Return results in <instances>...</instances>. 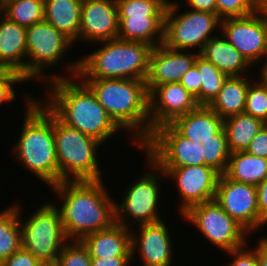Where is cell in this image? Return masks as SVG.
I'll return each mask as SVG.
<instances>
[{
	"instance_id": "1",
	"label": "cell",
	"mask_w": 267,
	"mask_h": 266,
	"mask_svg": "<svg viewBox=\"0 0 267 266\" xmlns=\"http://www.w3.org/2000/svg\"><path fill=\"white\" fill-rule=\"evenodd\" d=\"M99 181H61L50 187L62 204L60 211L64 233L69 241H81L86 235L110 228L115 223V201L107 185Z\"/></svg>"
},
{
	"instance_id": "22",
	"label": "cell",
	"mask_w": 267,
	"mask_h": 266,
	"mask_svg": "<svg viewBox=\"0 0 267 266\" xmlns=\"http://www.w3.org/2000/svg\"><path fill=\"white\" fill-rule=\"evenodd\" d=\"M217 34L206 42L199 55L228 77L246 76L247 71L251 70L248 68H253V66L221 33Z\"/></svg>"
},
{
	"instance_id": "40",
	"label": "cell",
	"mask_w": 267,
	"mask_h": 266,
	"mask_svg": "<svg viewBox=\"0 0 267 266\" xmlns=\"http://www.w3.org/2000/svg\"><path fill=\"white\" fill-rule=\"evenodd\" d=\"M0 266H44L36 257L22 246Z\"/></svg>"
},
{
	"instance_id": "37",
	"label": "cell",
	"mask_w": 267,
	"mask_h": 266,
	"mask_svg": "<svg viewBox=\"0 0 267 266\" xmlns=\"http://www.w3.org/2000/svg\"><path fill=\"white\" fill-rule=\"evenodd\" d=\"M26 83L16 72L8 69H0V106L16 100L15 84Z\"/></svg>"
},
{
	"instance_id": "20",
	"label": "cell",
	"mask_w": 267,
	"mask_h": 266,
	"mask_svg": "<svg viewBox=\"0 0 267 266\" xmlns=\"http://www.w3.org/2000/svg\"><path fill=\"white\" fill-rule=\"evenodd\" d=\"M26 28L0 12V69L16 72L26 82Z\"/></svg>"
},
{
	"instance_id": "41",
	"label": "cell",
	"mask_w": 267,
	"mask_h": 266,
	"mask_svg": "<svg viewBox=\"0 0 267 266\" xmlns=\"http://www.w3.org/2000/svg\"><path fill=\"white\" fill-rule=\"evenodd\" d=\"M246 152L267 159V124L251 140Z\"/></svg>"
},
{
	"instance_id": "42",
	"label": "cell",
	"mask_w": 267,
	"mask_h": 266,
	"mask_svg": "<svg viewBox=\"0 0 267 266\" xmlns=\"http://www.w3.org/2000/svg\"><path fill=\"white\" fill-rule=\"evenodd\" d=\"M257 200H258V230L267 226V176L257 186Z\"/></svg>"
},
{
	"instance_id": "27",
	"label": "cell",
	"mask_w": 267,
	"mask_h": 266,
	"mask_svg": "<svg viewBox=\"0 0 267 266\" xmlns=\"http://www.w3.org/2000/svg\"><path fill=\"white\" fill-rule=\"evenodd\" d=\"M224 174L234 181L258 186L267 176V159L246 151L231 153Z\"/></svg>"
},
{
	"instance_id": "28",
	"label": "cell",
	"mask_w": 267,
	"mask_h": 266,
	"mask_svg": "<svg viewBox=\"0 0 267 266\" xmlns=\"http://www.w3.org/2000/svg\"><path fill=\"white\" fill-rule=\"evenodd\" d=\"M261 119L245 112L228 117L224 120L228 147L231 153L246 151L251 140L265 125Z\"/></svg>"
},
{
	"instance_id": "12",
	"label": "cell",
	"mask_w": 267,
	"mask_h": 266,
	"mask_svg": "<svg viewBox=\"0 0 267 266\" xmlns=\"http://www.w3.org/2000/svg\"><path fill=\"white\" fill-rule=\"evenodd\" d=\"M158 167H186L199 165V149L192 139L180 135L170 124L153 130L140 147Z\"/></svg>"
},
{
	"instance_id": "35",
	"label": "cell",
	"mask_w": 267,
	"mask_h": 266,
	"mask_svg": "<svg viewBox=\"0 0 267 266\" xmlns=\"http://www.w3.org/2000/svg\"><path fill=\"white\" fill-rule=\"evenodd\" d=\"M55 266H91L89 251L81 241H68L63 246Z\"/></svg>"
},
{
	"instance_id": "15",
	"label": "cell",
	"mask_w": 267,
	"mask_h": 266,
	"mask_svg": "<svg viewBox=\"0 0 267 266\" xmlns=\"http://www.w3.org/2000/svg\"><path fill=\"white\" fill-rule=\"evenodd\" d=\"M215 201L249 234L258 231L257 186L237 182L221 174Z\"/></svg>"
},
{
	"instance_id": "38",
	"label": "cell",
	"mask_w": 267,
	"mask_h": 266,
	"mask_svg": "<svg viewBox=\"0 0 267 266\" xmlns=\"http://www.w3.org/2000/svg\"><path fill=\"white\" fill-rule=\"evenodd\" d=\"M247 246L246 244L239 249L225 252L226 255L232 257V262L227 263L225 266H260L256 251L252 246L250 248Z\"/></svg>"
},
{
	"instance_id": "9",
	"label": "cell",
	"mask_w": 267,
	"mask_h": 266,
	"mask_svg": "<svg viewBox=\"0 0 267 266\" xmlns=\"http://www.w3.org/2000/svg\"><path fill=\"white\" fill-rule=\"evenodd\" d=\"M145 157L151 170H147L140 178L134 180V183L127 185L121 202L115 201V223L127 228H133L132 225L136 224L155 223L163 218L159 214L162 204L159 203V198L163 196L160 194L163 186L159 178L162 176L165 180L166 176L152 160Z\"/></svg>"
},
{
	"instance_id": "19",
	"label": "cell",
	"mask_w": 267,
	"mask_h": 266,
	"mask_svg": "<svg viewBox=\"0 0 267 266\" xmlns=\"http://www.w3.org/2000/svg\"><path fill=\"white\" fill-rule=\"evenodd\" d=\"M199 53L193 50H174L159 45L153 48L150 55L146 87L150 93L156 86L179 82L182 76L194 64Z\"/></svg>"
},
{
	"instance_id": "7",
	"label": "cell",
	"mask_w": 267,
	"mask_h": 266,
	"mask_svg": "<svg viewBox=\"0 0 267 266\" xmlns=\"http://www.w3.org/2000/svg\"><path fill=\"white\" fill-rule=\"evenodd\" d=\"M54 137L61 181L103 180L97 151L101 142L67 126L54 115Z\"/></svg>"
},
{
	"instance_id": "33",
	"label": "cell",
	"mask_w": 267,
	"mask_h": 266,
	"mask_svg": "<svg viewBox=\"0 0 267 266\" xmlns=\"http://www.w3.org/2000/svg\"><path fill=\"white\" fill-rule=\"evenodd\" d=\"M118 17H165L167 7L175 0H116Z\"/></svg>"
},
{
	"instance_id": "46",
	"label": "cell",
	"mask_w": 267,
	"mask_h": 266,
	"mask_svg": "<svg viewBox=\"0 0 267 266\" xmlns=\"http://www.w3.org/2000/svg\"><path fill=\"white\" fill-rule=\"evenodd\" d=\"M262 66V67H261ZM260 68H259V74L258 75V81L263 85V87L267 90V59L262 62Z\"/></svg>"
},
{
	"instance_id": "3",
	"label": "cell",
	"mask_w": 267,
	"mask_h": 266,
	"mask_svg": "<svg viewBox=\"0 0 267 266\" xmlns=\"http://www.w3.org/2000/svg\"><path fill=\"white\" fill-rule=\"evenodd\" d=\"M30 95V96H29ZM32 96V97H31ZM33 94L25 98V115L18 141L10 152L27 172L50 188L59 183L54 114Z\"/></svg>"
},
{
	"instance_id": "24",
	"label": "cell",
	"mask_w": 267,
	"mask_h": 266,
	"mask_svg": "<svg viewBox=\"0 0 267 266\" xmlns=\"http://www.w3.org/2000/svg\"><path fill=\"white\" fill-rule=\"evenodd\" d=\"M118 21V39L153 47L163 43L165 17H118Z\"/></svg>"
},
{
	"instance_id": "5",
	"label": "cell",
	"mask_w": 267,
	"mask_h": 266,
	"mask_svg": "<svg viewBox=\"0 0 267 266\" xmlns=\"http://www.w3.org/2000/svg\"><path fill=\"white\" fill-rule=\"evenodd\" d=\"M98 44L102 47L79 58L80 79L146 80L153 46L118 38Z\"/></svg>"
},
{
	"instance_id": "36",
	"label": "cell",
	"mask_w": 267,
	"mask_h": 266,
	"mask_svg": "<svg viewBox=\"0 0 267 266\" xmlns=\"http://www.w3.org/2000/svg\"><path fill=\"white\" fill-rule=\"evenodd\" d=\"M257 10V0H216V14L225 18L246 17Z\"/></svg>"
},
{
	"instance_id": "45",
	"label": "cell",
	"mask_w": 267,
	"mask_h": 266,
	"mask_svg": "<svg viewBox=\"0 0 267 266\" xmlns=\"http://www.w3.org/2000/svg\"><path fill=\"white\" fill-rule=\"evenodd\" d=\"M257 245L252 247L257 254V258L260 266H267V234H261L258 238Z\"/></svg>"
},
{
	"instance_id": "17",
	"label": "cell",
	"mask_w": 267,
	"mask_h": 266,
	"mask_svg": "<svg viewBox=\"0 0 267 266\" xmlns=\"http://www.w3.org/2000/svg\"><path fill=\"white\" fill-rule=\"evenodd\" d=\"M118 22L116 0H83L80 29L72 42L74 47L81 40L97 44L116 39Z\"/></svg>"
},
{
	"instance_id": "25",
	"label": "cell",
	"mask_w": 267,
	"mask_h": 266,
	"mask_svg": "<svg viewBox=\"0 0 267 266\" xmlns=\"http://www.w3.org/2000/svg\"><path fill=\"white\" fill-rule=\"evenodd\" d=\"M82 1L44 0V20L73 42L80 29Z\"/></svg>"
},
{
	"instance_id": "11",
	"label": "cell",
	"mask_w": 267,
	"mask_h": 266,
	"mask_svg": "<svg viewBox=\"0 0 267 266\" xmlns=\"http://www.w3.org/2000/svg\"><path fill=\"white\" fill-rule=\"evenodd\" d=\"M214 247L228 252L248 244L250 234L214 200L191 206L181 215ZM248 242V243H247Z\"/></svg>"
},
{
	"instance_id": "39",
	"label": "cell",
	"mask_w": 267,
	"mask_h": 266,
	"mask_svg": "<svg viewBox=\"0 0 267 266\" xmlns=\"http://www.w3.org/2000/svg\"><path fill=\"white\" fill-rule=\"evenodd\" d=\"M179 83L192 94L198 105L200 106V73L197 67L193 64L190 69L182 76Z\"/></svg>"
},
{
	"instance_id": "8",
	"label": "cell",
	"mask_w": 267,
	"mask_h": 266,
	"mask_svg": "<svg viewBox=\"0 0 267 266\" xmlns=\"http://www.w3.org/2000/svg\"><path fill=\"white\" fill-rule=\"evenodd\" d=\"M49 201L41 204L26 220H21V202L14 204L19 209L22 247L44 266H55L63 246L69 240L64 233L59 209L52 200Z\"/></svg>"
},
{
	"instance_id": "18",
	"label": "cell",
	"mask_w": 267,
	"mask_h": 266,
	"mask_svg": "<svg viewBox=\"0 0 267 266\" xmlns=\"http://www.w3.org/2000/svg\"><path fill=\"white\" fill-rule=\"evenodd\" d=\"M195 97L179 82L156 86L149 93V119L151 134L157 127L170 124L179 116L198 107Z\"/></svg>"
},
{
	"instance_id": "4",
	"label": "cell",
	"mask_w": 267,
	"mask_h": 266,
	"mask_svg": "<svg viewBox=\"0 0 267 266\" xmlns=\"http://www.w3.org/2000/svg\"><path fill=\"white\" fill-rule=\"evenodd\" d=\"M114 123L140 148L151 136L149 92L145 80L81 79ZM130 136V137H129Z\"/></svg>"
},
{
	"instance_id": "44",
	"label": "cell",
	"mask_w": 267,
	"mask_h": 266,
	"mask_svg": "<svg viewBox=\"0 0 267 266\" xmlns=\"http://www.w3.org/2000/svg\"><path fill=\"white\" fill-rule=\"evenodd\" d=\"M184 3L189 9L216 14V0H184Z\"/></svg>"
},
{
	"instance_id": "2",
	"label": "cell",
	"mask_w": 267,
	"mask_h": 266,
	"mask_svg": "<svg viewBox=\"0 0 267 266\" xmlns=\"http://www.w3.org/2000/svg\"><path fill=\"white\" fill-rule=\"evenodd\" d=\"M45 84L48 94L40 101L67 126L103 145L115 133L122 131L98 102L96 95L78 76L57 78Z\"/></svg>"
},
{
	"instance_id": "47",
	"label": "cell",
	"mask_w": 267,
	"mask_h": 266,
	"mask_svg": "<svg viewBox=\"0 0 267 266\" xmlns=\"http://www.w3.org/2000/svg\"><path fill=\"white\" fill-rule=\"evenodd\" d=\"M257 11L267 24V0H257Z\"/></svg>"
},
{
	"instance_id": "43",
	"label": "cell",
	"mask_w": 267,
	"mask_h": 266,
	"mask_svg": "<svg viewBox=\"0 0 267 266\" xmlns=\"http://www.w3.org/2000/svg\"><path fill=\"white\" fill-rule=\"evenodd\" d=\"M132 261V256H115L108 258L91 257V266H130L133 264Z\"/></svg>"
},
{
	"instance_id": "14",
	"label": "cell",
	"mask_w": 267,
	"mask_h": 266,
	"mask_svg": "<svg viewBox=\"0 0 267 266\" xmlns=\"http://www.w3.org/2000/svg\"><path fill=\"white\" fill-rule=\"evenodd\" d=\"M166 179L174 180L180 197L179 213L184 214L191 206L215 199L220 173L207 165L186 167H159Z\"/></svg>"
},
{
	"instance_id": "10",
	"label": "cell",
	"mask_w": 267,
	"mask_h": 266,
	"mask_svg": "<svg viewBox=\"0 0 267 266\" xmlns=\"http://www.w3.org/2000/svg\"><path fill=\"white\" fill-rule=\"evenodd\" d=\"M178 5L180 3L167 7L162 45L174 50L193 49L199 53L208 40L217 36L215 32L220 33L218 29L221 19L217 14L195 11L187 7L185 12L180 13L181 8Z\"/></svg>"
},
{
	"instance_id": "32",
	"label": "cell",
	"mask_w": 267,
	"mask_h": 266,
	"mask_svg": "<svg viewBox=\"0 0 267 266\" xmlns=\"http://www.w3.org/2000/svg\"><path fill=\"white\" fill-rule=\"evenodd\" d=\"M194 65L200 73V106H209L228 76L199 54L195 58Z\"/></svg>"
},
{
	"instance_id": "6",
	"label": "cell",
	"mask_w": 267,
	"mask_h": 266,
	"mask_svg": "<svg viewBox=\"0 0 267 266\" xmlns=\"http://www.w3.org/2000/svg\"><path fill=\"white\" fill-rule=\"evenodd\" d=\"M26 81L39 79L47 83L57 78H71L78 75L79 59L66 62L63 69L64 74H46L47 68L56 66L64 59L68 50L73 47L72 41L59 32L55 27L45 20L26 28ZM46 69V70H45ZM46 71V73H44ZM44 73V75H43ZM50 75V76H49ZM53 75V76H52Z\"/></svg>"
},
{
	"instance_id": "16",
	"label": "cell",
	"mask_w": 267,
	"mask_h": 266,
	"mask_svg": "<svg viewBox=\"0 0 267 266\" xmlns=\"http://www.w3.org/2000/svg\"><path fill=\"white\" fill-rule=\"evenodd\" d=\"M166 221L136 225L131 228L132 259L137 251L142 266H172L175 252ZM140 231V232H139ZM138 233V234H137ZM174 252V253H173Z\"/></svg>"
},
{
	"instance_id": "23",
	"label": "cell",
	"mask_w": 267,
	"mask_h": 266,
	"mask_svg": "<svg viewBox=\"0 0 267 266\" xmlns=\"http://www.w3.org/2000/svg\"><path fill=\"white\" fill-rule=\"evenodd\" d=\"M170 125L185 138H203L217 134L224 127V120L209 106H198Z\"/></svg>"
},
{
	"instance_id": "30",
	"label": "cell",
	"mask_w": 267,
	"mask_h": 266,
	"mask_svg": "<svg viewBox=\"0 0 267 266\" xmlns=\"http://www.w3.org/2000/svg\"><path fill=\"white\" fill-rule=\"evenodd\" d=\"M21 246L19 209L12 204L0 211V264Z\"/></svg>"
},
{
	"instance_id": "21",
	"label": "cell",
	"mask_w": 267,
	"mask_h": 266,
	"mask_svg": "<svg viewBox=\"0 0 267 266\" xmlns=\"http://www.w3.org/2000/svg\"><path fill=\"white\" fill-rule=\"evenodd\" d=\"M81 242L88 249L90 257L132 256L131 228L118 223L86 235Z\"/></svg>"
},
{
	"instance_id": "31",
	"label": "cell",
	"mask_w": 267,
	"mask_h": 266,
	"mask_svg": "<svg viewBox=\"0 0 267 266\" xmlns=\"http://www.w3.org/2000/svg\"><path fill=\"white\" fill-rule=\"evenodd\" d=\"M0 12L14 23L28 28L44 20V0H0Z\"/></svg>"
},
{
	"instance_id": "26",
	"label": "cell",
	"mask_w": 267,
	"mask_h": 266,
	"mask_svg": "<svg viewBox=\"0 0 267 266\" xmlns=\"http://www.w3.org/2000/svg\"><path fill=\"white\" fill-rule=\"evenodd\" d=\"M247 76L227 77L217 97L209 105L223 120L244 112L247 89L253 81Z\"/></svg>"
},
{
	"instance_id": "34",
	"label": "cell",
	"mask_w": 267,
	"mask_h": 266,
	"mask_svg": "<svg viewBox=\"0 0 267 266\" xmlns=\"http://www.w3.org/2000/svg\"><path fill=\"white\" fill-rule=\"evenodd\" d=\"M244 112L267 124V90L257 79L247 89Z\"/></svg>"
},
{
	"instance_id": "29",
	"label": "cell",
	"mask_w": 267,
	"mask_h": 266,
	"mask_svg": "<svg viewBox=\"0 0 267 266\" xmlns=\"http://www.w3.org/2000/svg\"><path fill=\"white\" fill-rule=\"evenodd\" d=\"M188 139L194 140L198 146L199 165L210 166L220 174L225 173L231 152L229 151L227 135L224 127L211 137Z\"/></svg>"
},
{
	"instance_id": "13",
	"label": "cell",
	"mask_w": 267,
	"mask_h": 266,
	"mask_svg": "<svg viewBox=\"0 0 267 266\" xmlns=\"http://www.w3.org/2000/svg\"><path fill=\"white\" fill-rule=\"evenodd\" d=\"M219 30L253 67L267 59V24L257 10L246 17L222 19Z\"/></svg>"
}]
</instances>
